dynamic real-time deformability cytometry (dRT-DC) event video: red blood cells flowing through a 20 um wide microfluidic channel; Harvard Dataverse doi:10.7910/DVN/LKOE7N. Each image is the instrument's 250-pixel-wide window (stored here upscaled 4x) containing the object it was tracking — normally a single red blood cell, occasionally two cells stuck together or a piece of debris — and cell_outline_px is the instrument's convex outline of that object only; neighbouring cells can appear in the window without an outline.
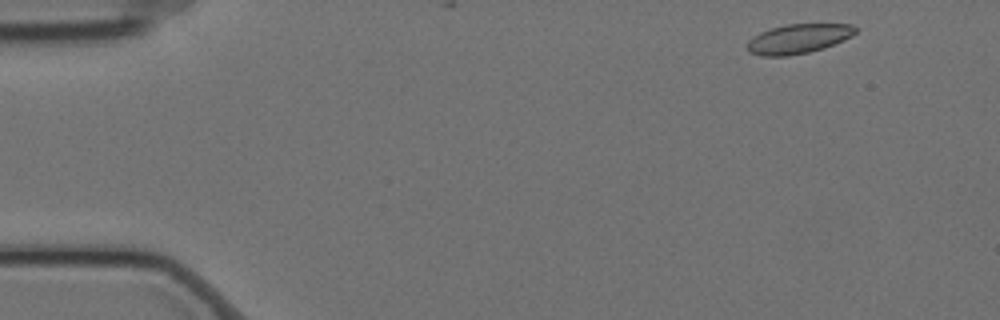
{"species": "Egyptian fruit bat (a non-hibernating species)", "species_latin": "Rousettus aegyptiacus", "temperature_condition": "cold", "stored_images_in_passage": 5, "camera_frame_rate_fps": 3000, "um_per_image_px": 0.085, "animal": {"sex": "female"}, "frame": {"image": 1, "passage_image": 2, "time_ms": 0.333, "image_size_px": [1000, 320], "cell_outline_px": [[856, 32], [852, 36], [844, 40], [824, 48], [808, 52], [788, 56], [764, 56], [748, 52], [748, 40], [752, 36], [760, 32], [772, 28], [788, 24], [852, 24], [856, 28]], "centroid_in_image_um": [67.86, 3.29], "position_along_channel_um": 17.1, "area_um2": 18.55}}